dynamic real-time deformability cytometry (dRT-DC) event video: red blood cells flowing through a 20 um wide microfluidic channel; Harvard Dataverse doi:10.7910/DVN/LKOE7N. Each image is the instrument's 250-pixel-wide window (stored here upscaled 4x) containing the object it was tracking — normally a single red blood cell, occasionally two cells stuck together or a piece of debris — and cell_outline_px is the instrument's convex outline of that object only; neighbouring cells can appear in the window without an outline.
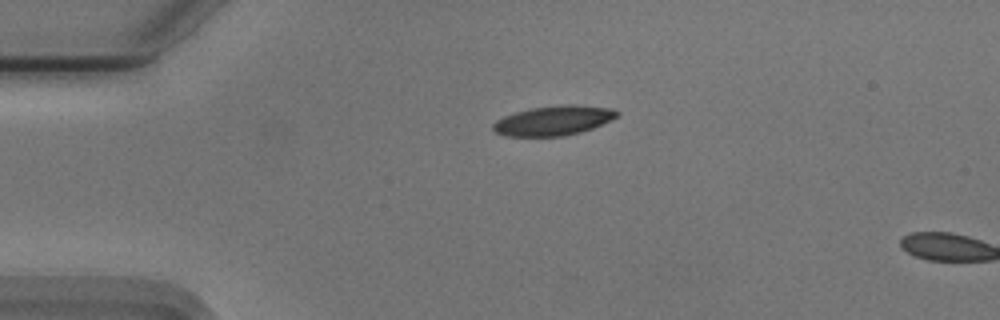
{"species": "Egyptian fruit bat (a non-hibernating species)", "species_latin": "Rousettus aegyptiacus", "temperature_condition": "cold", "stored_images_in_passage": 2, "camera_frame_rate_fps": 3000, "um_per_image_px": 0.085, "animal": {"sex": "male"}, "frame": {"image": 1, "passage_image": 1, "time_ms": 0.0, "image_size_px": [1000, 320], "cell_outline_px": [[620, 112], [616, 116], [592, 128], [580, 132], [564, 136], [504, 136], [496, 132], [492, 128], [492, 124], [496, 120], [504, 116], [516, 112], [532, 108], [564, 104], [576, 104], [612, 108]], "centroid_in_image_um": [47.02, 10.24], "position_along_channel_um": 38.0, "area_um2": 21.27}}